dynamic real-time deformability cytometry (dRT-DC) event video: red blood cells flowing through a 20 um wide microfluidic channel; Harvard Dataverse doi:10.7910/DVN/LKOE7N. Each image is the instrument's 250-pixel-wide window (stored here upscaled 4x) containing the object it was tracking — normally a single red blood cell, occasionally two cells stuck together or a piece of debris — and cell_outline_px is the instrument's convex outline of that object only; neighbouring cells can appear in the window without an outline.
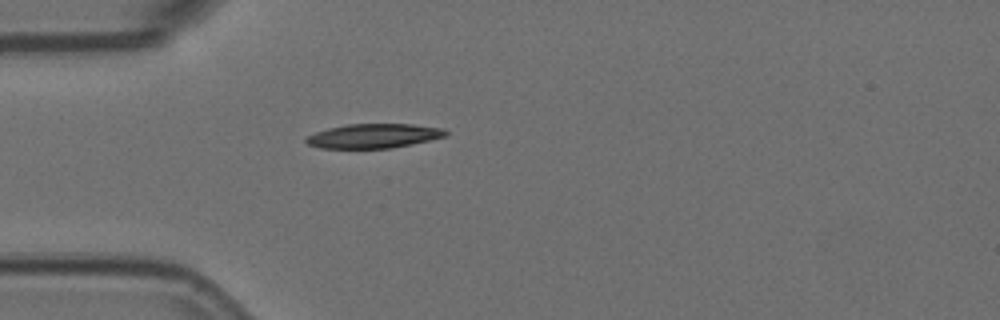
{"species": "Egyptian fruit bat (a non-hibernating species)", "species_latin": "Rousettus aegyptiacus", "temperature_condition": "room temperature", "stored_images_in_passage": 4, "camera_frame_rate_fps": 3000, "um_per_image_px": 0.085, "animal": {"sex": "female"}, "frame": {"image": 1, "passage_image": 4, "time_ms": 1.0, "image_size_px": [1000, 320], "cell_outline_px": [[448, 136], [392, 148], [320, 148], [308, 144], [304, 140], [304, 136], [328, 128], [348, 124], [412, 124], [444, 128], [448, 132]], "centroid_in_image_um": [31.76, 11.55], "position_along_channel_um": 53.2, "area_um2": 19.88}}